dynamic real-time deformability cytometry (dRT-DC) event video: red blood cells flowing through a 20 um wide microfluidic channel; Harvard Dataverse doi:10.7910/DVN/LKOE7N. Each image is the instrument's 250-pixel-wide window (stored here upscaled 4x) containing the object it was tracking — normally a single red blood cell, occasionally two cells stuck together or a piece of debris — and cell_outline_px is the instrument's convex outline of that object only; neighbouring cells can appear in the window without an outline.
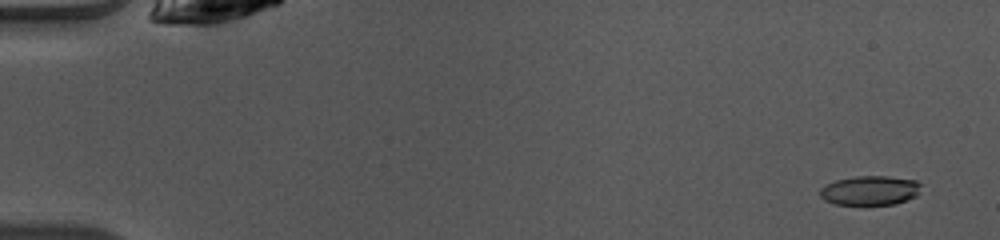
{"species": "common noctule bat (a hibernating species)", "species_latin": "Nyctalus noctula", "temperature_condition": "warm", "stored_images_in_passage": 49, "camera_frame_rate_fps": 3000, "um_per_image_px": 0.085, "animal": {"sex": "female", "body_mass_g": 10.0, "forearm_length_mm": 53.1}, "frame": {"image": 1, "passage_image": 3, "time_ms": 0.667, "image_size_px": [1000, 240], "cell_outline_px": [[920, 184], [916, 196], [908, 200], [896, 204], [836, 204], [824, 200], [820, 196], [820, 188], [836, 180], [856, 176], [888, 176], [916, 180]], "centroid_in_image_um": [73.95, 16.18], "position_along_channel_um": 11.0, "area_um2": 17.17}}
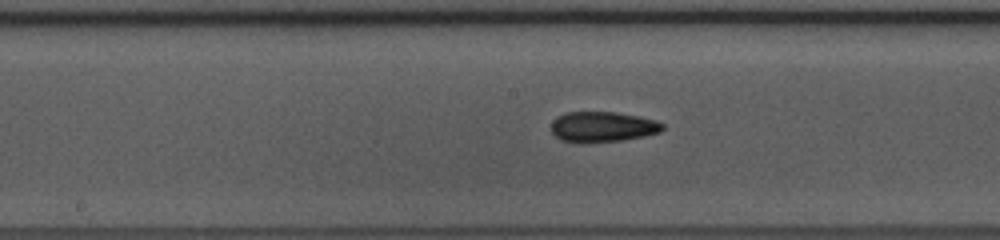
{"frame": {"image": 2, "passage_image": 26, "time_ms": 8.333, "image_size_px": [1000, 240], "cell_outline_px": [[664, 128], [660, 132], [644, 136], [620, 140], [584, 144], [580, 144], [560, 140], [552, 132], [552, 120], [556, 116], [564, 112], [616, 112], [656, 120], [664, 124]], "centroid_in_image_um": [51.18, 10.79], "position_along_channel_um": 197.0, "area_um2": 20.0}}
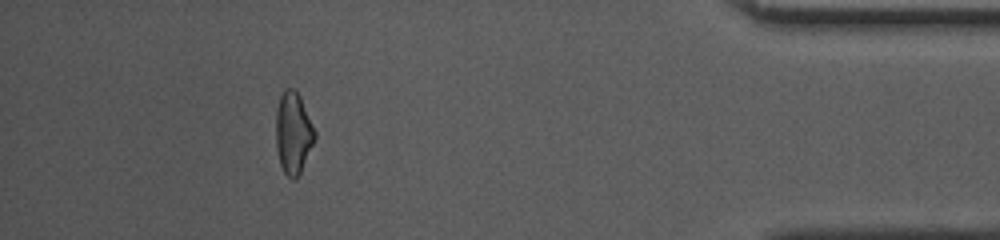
{"frame": {"image": 3, "passage_image": 45, "time_ms": 14.667, "image_size_px": [1000, 240], "cell_outline_px": [[316, 136], [300, 172], [296, 180], [292, 180], [284, 172], [280, 164], [276, 148], [276, 108], [280, 96], [284, 88], [292, 88], [300, 96], [316, 132]], "centroid_in_image_um": [24.91, 11.29], "position_along_channel_um": 410.3, "area_um2": 18.44}, "authors_computed_cell_mechanics": {"area_um2": 18.7272, "velocity_mm_per_s": 4.1104, "shape_relaxation_time_tau1_ms": 9.693, "shape_relaxation_time_tau2_ms": 2.7287, "deformation_change_tau1": 0.1992, "deformation_change_tau2": 0.1165}}